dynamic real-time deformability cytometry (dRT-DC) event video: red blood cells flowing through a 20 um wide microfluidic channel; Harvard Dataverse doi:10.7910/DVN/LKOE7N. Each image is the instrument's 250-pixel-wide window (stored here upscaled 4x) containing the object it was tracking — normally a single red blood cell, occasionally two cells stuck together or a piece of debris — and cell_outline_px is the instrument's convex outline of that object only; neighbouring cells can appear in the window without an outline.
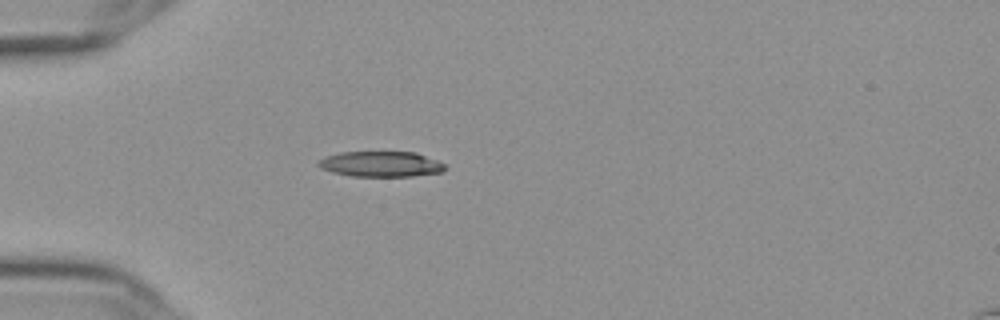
{"species": "Egyptian fruit bat (a non-hibernating species)", "species_latin": "Rousettus aegyptiacus", "temperature_condition": "cold", "stored_images_in_passage": 41, "camera_frame_rate_fps": 3000, "um_per_image_px": 0.085, "frame": {"image": 1, "passage_image": 1, "time_ms": 0.0, "image_size_px": [1000, 320], "cell_outline_px": [[444, 172], [412, 176], [352, 176], [332, 172], [320, 168], [316, 164], [316, 160], [324, 156], [340, 152], [416, 152], [436, 160], [444, 164]], "centroid_in_image_um": [32.31, 13.94], "position_along_channel_um": 52.7, "area_um2": 18.9}}
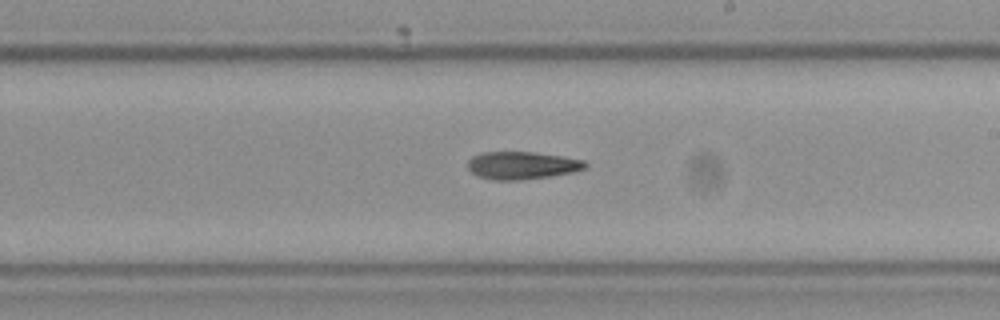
{"frame": {"image": 2, "passage_image": 18, "time_ms": 5.667, "image_size_px": [1000, 320], "cell_outline_px": [[588, 168], [572, 172], [548, 176], [516, 180], [496, 180], [480, 176], [472, 172], [468, 168], [468, 160], [472, 156], [480, 152], [532, 152], [560, 156], [584, 160], [588, 164]], "centroid_in_image_um": [44.37, 14.04], "position_along_channel_um": 244.6, "area_um2": 18.73}}
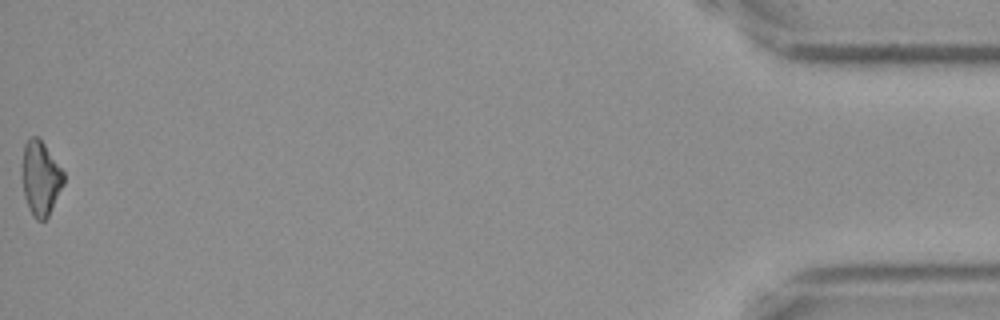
{"frame": {"image": 3, "passage_image": 41, "time_ms": 13.333, "image_size_px": [1000, 320], "cell_outline_px": [[64, 184], [48, 216], [44, 220], [36, 220], [24, 196], [24, 144], [32, 136], [40, 136], [64, 172]], "centroid_in_image_um": [3.5, 15.11], "position_along_channel_um": 431.7, "area_um2": 17.51}}